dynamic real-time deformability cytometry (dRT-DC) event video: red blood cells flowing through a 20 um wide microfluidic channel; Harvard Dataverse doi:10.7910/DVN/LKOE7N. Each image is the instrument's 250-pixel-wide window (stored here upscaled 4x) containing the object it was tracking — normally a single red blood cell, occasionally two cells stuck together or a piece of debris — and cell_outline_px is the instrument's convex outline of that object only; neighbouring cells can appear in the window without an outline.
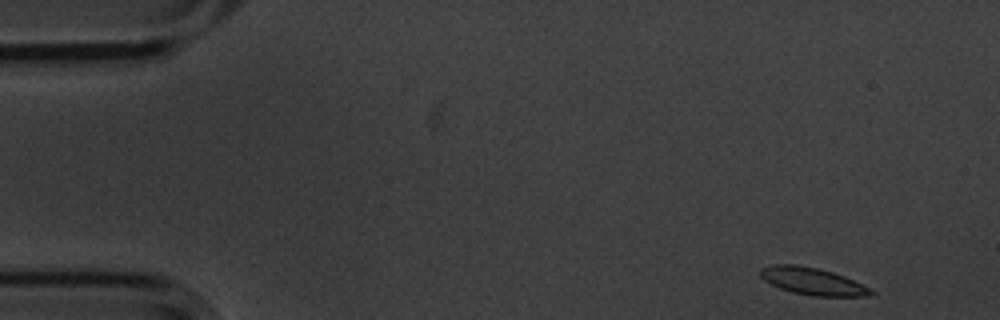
{"species": "common noctule bat (a hibernating species)", "species_latin": "Nyctalus noctula", "temperature_condition": "cold", "stored_images_in_passage": 54, "camera_frame_rate_fps": 3000, "um_per_image_px": 0.085, "animal": {"sex": "male", "body_mass_g": 20.1, "forearm_length_mm": 53.5}, "frame": {"image": 1, "passage_image": 1, "time_ms": 0.0, "image_size_px": [1000, 320], "cell_outline_px": [[876, 292], [872, 296], [812, 296], [792, 292], [780, 288], [764, 280], [760, 276], [760, 268], [772, 264], [796, 264], [816, 268], [832, 272], [844, 276], [872, 288]], "centroid_in_image_um": [69.09, 23.91], "position_along_channel_um": 15.9, "area_um2": 17.63}}
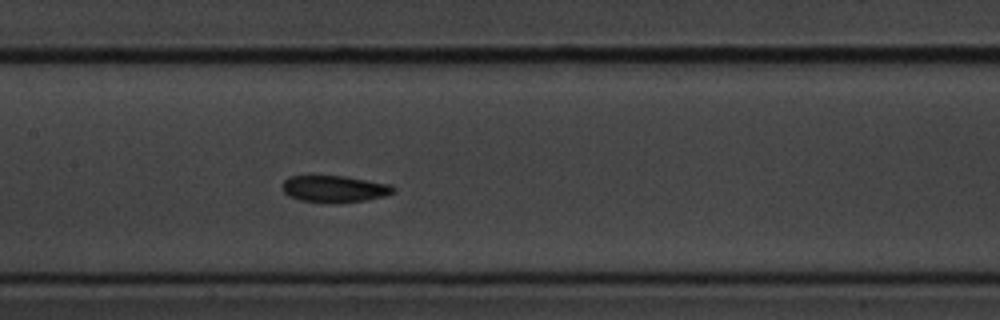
{"frame": {"image": 2, "passage_image": 24, "time_ms": 7.667, "image_size_px": [1000, 320], "cell_outline_px": [[396, 192], [384, 196], [364, 200], [336, 204], [300, 200], [288, 196], [284, 192], [284, 180], [288, 176], [344, 176], [392, 184], [396, 188]], "centroid_in_image_um": [28.47, 16.06], "position_along_channel_um": 178.9, "area_um2": 17.46}}
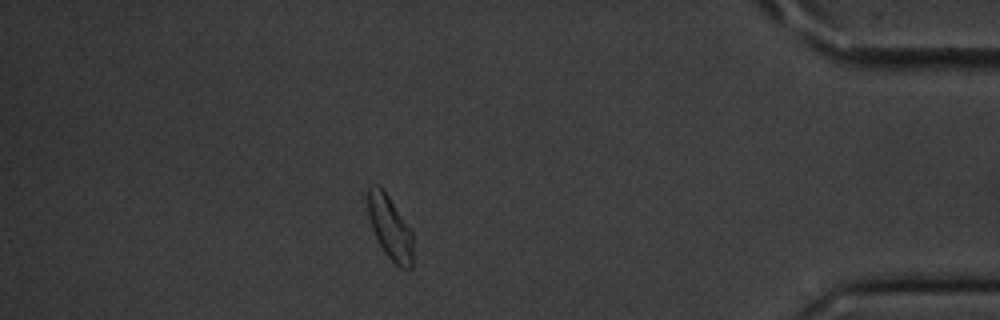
{"frame": {"image": 3, "passage_image": 47, "time_ms": 15.333, "image_size_px": [1000, 320], "cell_outline_px": [[412, 268], [400, 268], [384, 252], [372, 228], [368, 216], [368, 188], [376, 184], [380, 184], [412, 232]], "centroid_in_image_um": [33.14, 19.34], "position_along_channel_um": 402.1, "area_um2": 16.36}, "authors_computed_cell_mechanics": {"area_um2": 17.3978, "velocity_mm_per_s": 3.4515, "shape_relaxation_time_tau1_ms": 3.0705, "shape_relaxation_time_tau2_ms": null, "deformation_change_tau1": 0.0863, "deformation_change_tau2": null}}